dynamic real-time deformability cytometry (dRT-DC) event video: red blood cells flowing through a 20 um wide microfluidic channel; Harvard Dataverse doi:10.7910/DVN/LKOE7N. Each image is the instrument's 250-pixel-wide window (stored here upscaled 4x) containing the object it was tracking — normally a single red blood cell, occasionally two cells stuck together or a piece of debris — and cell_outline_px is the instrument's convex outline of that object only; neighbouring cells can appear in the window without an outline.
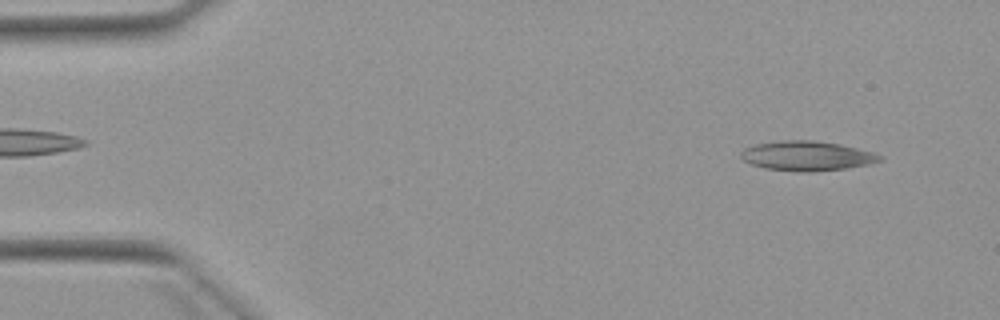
{"species": "Egyptian fruit bat (a non-hibernating species)", "species_latin": "Rousettus aegyptiacus", "temperature_condition": "warm", "stored_images_in_passage": 4, "camera_frame_rate_fps": 3000, "um_per_image_px": 0.085, "animal": {"sex": "female"}, "frame": {"image": 1, "passage_image": 4, "time_ms": 3.667, "image_size_px": [1000, 320], "cell_outline_px": [[884, 160], [868, 164], [844, 168], [808, 172], [800, 172], [764, 168], [752, 164], [744, 160], [740, 156], [740, 152], [744, 148], [756, 144], [780, 140], [812, 140], [840, 144], [872, 152], [884, 156]], "centroid_in_image_um": [68.58, 13.24], "position_along_channel_um": 16.4, "area_um2": 23.93}}